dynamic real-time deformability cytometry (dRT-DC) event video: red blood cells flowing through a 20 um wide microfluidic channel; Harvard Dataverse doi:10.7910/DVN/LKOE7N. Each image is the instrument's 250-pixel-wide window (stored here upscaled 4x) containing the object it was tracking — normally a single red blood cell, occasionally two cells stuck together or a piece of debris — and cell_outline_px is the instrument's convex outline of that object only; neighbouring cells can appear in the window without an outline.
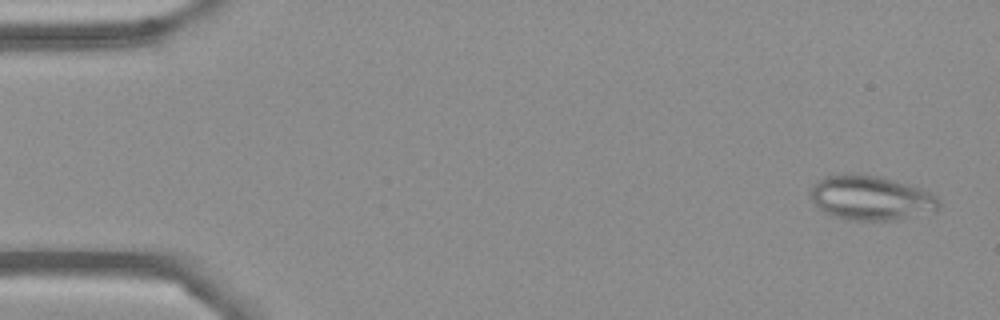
{"species": "Egyptian fruit bat (a non-hibernating species)", "species_latin": "Rousettus aegyptiacus", "temperature_condition": "cold", "stored_images_in_passage": 54, "camera_frame_rate_fps": 3000, "um_per_image_px": 0.085, "frame": {"image": 1, "passage_image": 2, "time_ms": 0.333, "image_size_px": [1000, 320], "cell_outline_px": [[940, 204], [936, 212], [896, 220], [852, 220], [836, 216], [824, 212], [812, 200], [808, 192], [812, 184], [816, 180], [824, 176], [856, 172], [880, 176], [908, 184], [920, 188], [936, 196], [940, 200]], "centroid_in_image_um": [74.02, 16.8], "position_along_channel_um": 11.0, "area_um2": 33.81}}
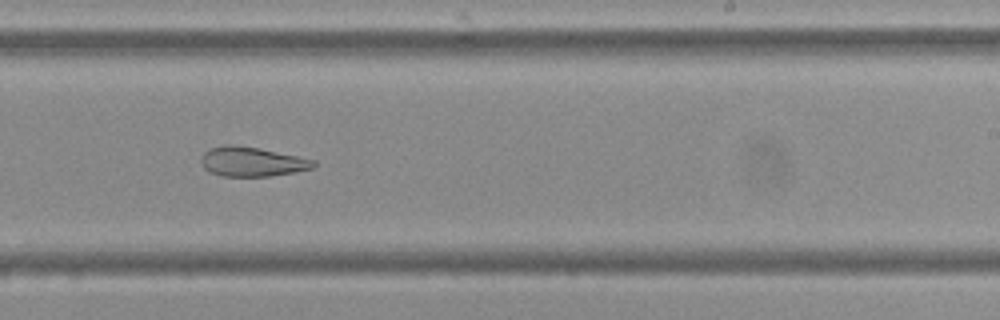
{"frame": {"image": 2, "passage_image": 33, "time_ms": 10.667, "image_size_px": [1000, 320], "cell_outline_px": [[316, 164], [312, 168], [296, 172], [268, 176], [220, 176], [208, 172], [200, 164], [200, 156], [204, 152], [212, 148], [224, 144], [232, 144], [260, 148], [316, 160]], "centroid_in_image_um": [21.38, 13.74], "position_along_channel_um": 267.6, "area_um2": 19.54}}
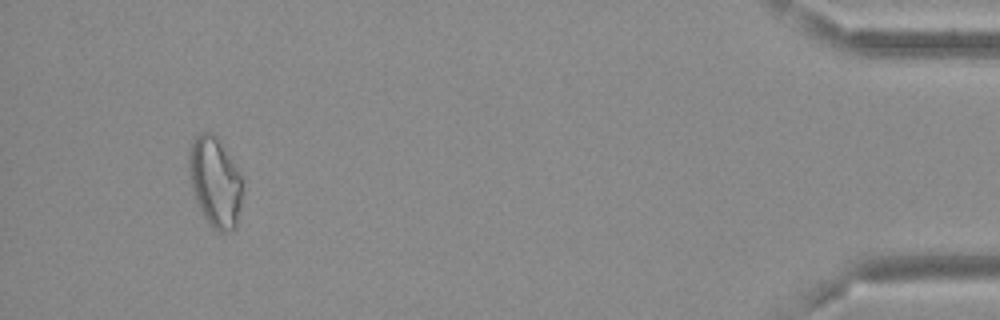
{"frame": {"image": 3, "passage_image": 51, "time_ms": 16.667, "image_size_px": [1000, 320], "cell_outline_px": [[240, 208], [236, 228], [228, 232], [216, 232], [212, 228], [204, 216], [196, 200], [192, 188], [188, 168], [188, 152], [196, 136], [200, 132], [212, 132], [216, 136], [240, 172]], "centroid_in_image_um": [18.26, 15.48], "position_along_channel_um": 416.9, "area_um2": 27.74}, "authors_computed_cell_mechanics": {"area_um2": 25.1141, "velocity_mm_per_s": 3.6715, "shape_relaxation_time_tau1_ms": null, "shape_relaxation_time_tau2_ms": 4.4004, "deformation_change_tau1": null, "deformation_change_tau2": 0.1324}}